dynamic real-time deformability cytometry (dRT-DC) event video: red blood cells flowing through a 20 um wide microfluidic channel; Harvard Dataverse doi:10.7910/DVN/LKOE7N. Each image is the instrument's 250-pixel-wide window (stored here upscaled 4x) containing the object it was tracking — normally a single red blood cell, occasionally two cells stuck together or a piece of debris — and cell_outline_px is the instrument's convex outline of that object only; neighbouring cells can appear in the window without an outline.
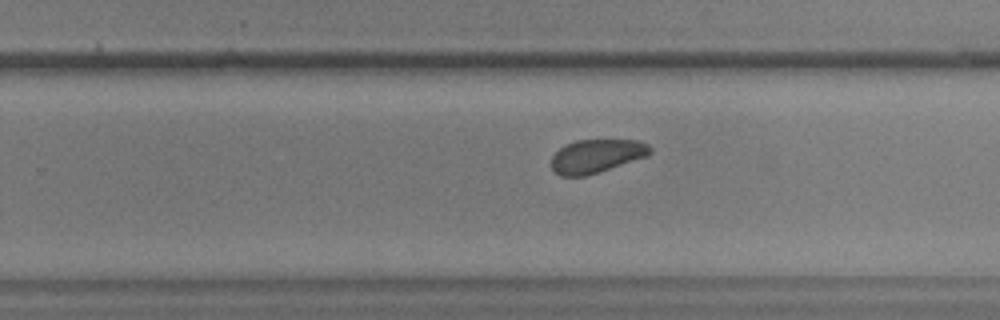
{"species": "common noctule bat (a hibernating species)", "species_latin": "Nyctalus noctula", "temperature_condition": "warm", "stored_images_in_passage": 28, "camera_frame_rate_fps": 3000, "um_per_image_px": 0.085, "animal": {"sex": "male", "body_mass_g": 17.9, "forearm_length_mm": 54.2}, "frame": {"image": 1, "passage_image": 17, "time_ms": 5.333, "image_size_px": [1000, 320], "cell_outline_px": [[652, 152], [648, 156], [600, 172], [584, 176], [560, 176], [552, 168], [552, 156], [564, 144], [576, 140], [636, 140], [648, 144], [652, 148]], "centroid_in_image_um": [50.72, 13.26], "position_along_channel_um": 279.1, "area_um2": 19.36}}